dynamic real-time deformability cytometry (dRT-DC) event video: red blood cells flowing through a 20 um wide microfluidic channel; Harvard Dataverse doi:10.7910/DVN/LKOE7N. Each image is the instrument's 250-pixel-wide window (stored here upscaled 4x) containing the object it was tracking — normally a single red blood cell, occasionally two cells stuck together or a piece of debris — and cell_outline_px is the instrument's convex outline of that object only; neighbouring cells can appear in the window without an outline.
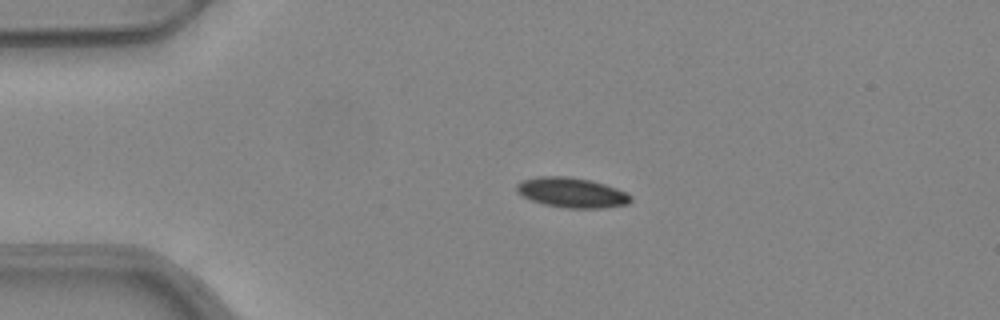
{"species": "common noctule bat (a hibernating species)", "species_latin": "Nyctalus noctula", "temperature_condition": "warm", "stored_images_in_passage": 41, "camera_frame_rate_fps": 3000, "um_per_image_px": 0.085, "animal": {"sex": "female", "body_mass_g": 24.6, "forearm_length_mm": 56.2}, "frame": {"image": 1, "passage_image": 1, "time_ms": 0.0, "image_size_px": [1000, 320], "cell_outline_px": [[632, 200], [628, 204], [600, 208], [568, 208], [544, 204], [520, 196], [516, 192], [516, 184], [520, 180], [536, 176], [568, 176], [592, 180], [616, 188], [632, 196]], "centroid_in_image_um": [48.55, 16.36], "position_along_channel_um": 36.5, "area_um2": 20.11}}
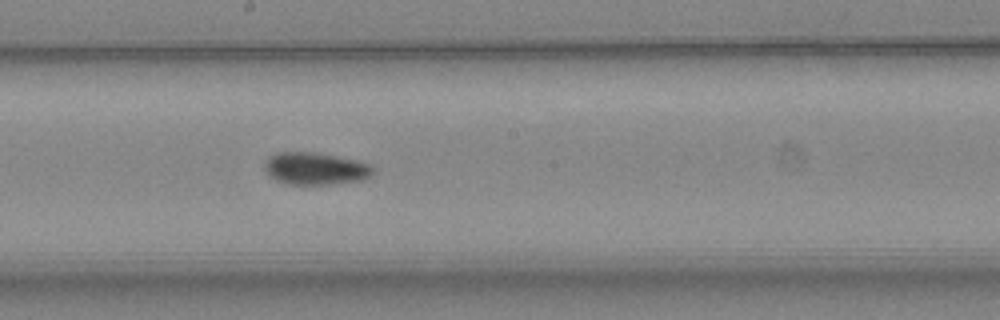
{"frame": {"image": 2, "passage_image": 18, "time_ms": 5.667, "image_size_px": [1000, 320], "cell_outline_px": [[376, 172], [372, 176], [364, 180], [332, 184], [284, 184], [268, 176], [264, 168], [264, 164], [268, 156], [276, 152], [316, 152], [356, 160], [372, 164], [376, 168]], "centroid_in_image_um": [26.84, 14.33], "position_along_channel_um": 221.4, "area_um2": 20.92}}
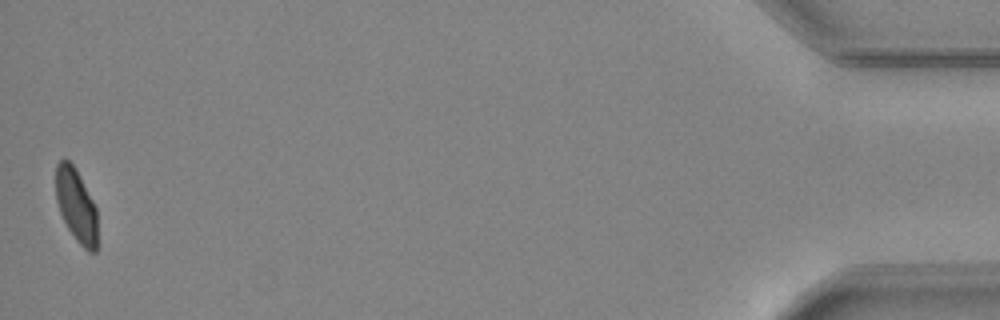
{"frame": {"image": 3, "passage_image": 41, "time_ms": 13.333, "image_size_px": [1000, 320], "cell_outline_px": [[96, 252], [88, 252], [76, 240], [68, 228], [60, 212], [56, 200], [56, 164], [64, 156], [76, 168], [96, 208]], "centroid_in_image_um": [6.46, 17.42], "position_along_channel_um": 428.7, "area_um2": 17.63}, "authors_computed_cell_mechanics": {"area_um2": 20.1144, "velocity_mm_per_s": 3.9642, "shape_relaxation_time_tau1_ms": null, "shape_relaxation_time_tau2_ms": 2.6934, "deformation_change_tau1": null, "deformation_change_tau2": 0.0597}}